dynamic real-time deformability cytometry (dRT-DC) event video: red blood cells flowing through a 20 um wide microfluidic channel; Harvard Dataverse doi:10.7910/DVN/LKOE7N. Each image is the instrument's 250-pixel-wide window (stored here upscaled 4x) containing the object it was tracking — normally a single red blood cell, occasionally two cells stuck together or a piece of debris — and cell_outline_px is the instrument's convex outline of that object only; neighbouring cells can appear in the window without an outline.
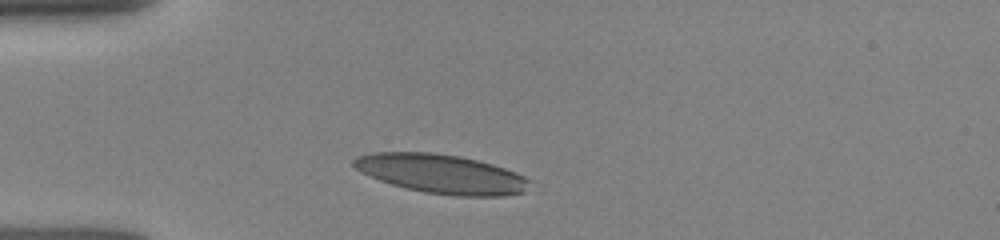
{"species": "human", "species_latin": "Homo sapiens", "temperature_condition": "room temperature", "stored_images_in_passage": 4, "camera_frame_rate_fps": 3000, "um_per_image_px": 0.085, "donor": {"sex": "female"}, "frame": {"image": 1, "passage_image": 1, "time_ms": 0.0, "image_size_px": [1000, 240], "cell_outline_px": [[528, 180], [524, 192], [504, 196], [456, 196], [424, 192], [392, 184], [380, 180], [356, 168], [352, 164], [352, 160], [356, 156], [372, 152], [428, 152], [460, 156], [492, 164], [504, 168], [524, 176]], "centroid_in_image_um": [37.5, 14.77], "position_along_channel_um": 47.5, "area_um2": 39.59}}
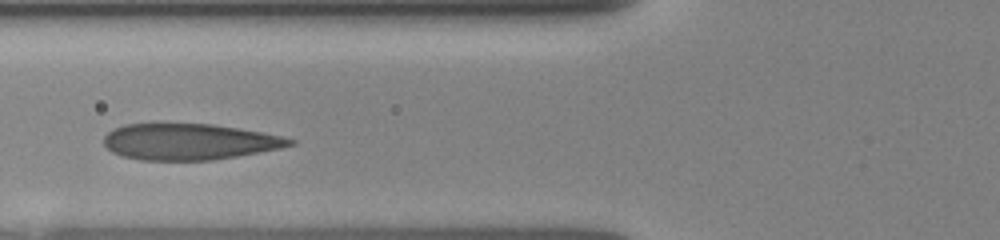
{"frame": {"image": 2, "passage_image": 3, "time_ms": 2.0, "image_size_px": [1000, 240], "cell_outline_px": [[296, 144], [280, 148], [236, 156], [212, 160], [140, 160], [124, 156], [112, 152], [104, 144], [104, 136], [112, 128], [124, 124], [212, 124], [284, 136], [296, 140]], "centroid_in_image_um": [16.07, 12.04], "position_along_channel_um": 109.7, "area_um2": 39.02}}